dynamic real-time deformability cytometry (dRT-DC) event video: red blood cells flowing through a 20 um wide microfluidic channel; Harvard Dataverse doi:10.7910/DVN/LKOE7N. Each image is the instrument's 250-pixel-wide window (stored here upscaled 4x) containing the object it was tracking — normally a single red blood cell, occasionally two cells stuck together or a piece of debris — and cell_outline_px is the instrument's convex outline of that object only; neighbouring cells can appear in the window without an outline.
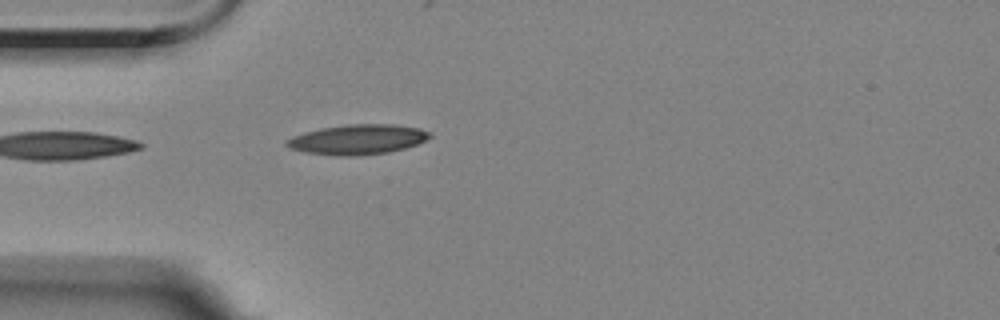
{"species": "Egyptian fruit bat (a non-hibernating species)", "species_latin": "Rousettus aegyptiacus", "temperature_condition": "room temperature", "stored_images_in_passage": 5, "camera_frame_rate_fps": 3000, "um_per_image_px": 0.085, "animal": {"sex": "female"}, "frame": {"image": 1, "passage_image": 5, "time_ms": 4.333, "image_size_px": [1000, 320], "cell_outline_px": [[432, 136], [416, 144], [404, 148], [388, 152], [352, 156], [336, 156], [304, 152], [288, 148], [284, 144], [284, 140], [292, 136], [304, 132], [320, 128], [348, 124], [392, 124], [420, 128], [428, 132]], "centroid_in_image_um": [30.32, 11.85], "position_along_channel_um": 54.7, "area_um2": 25.03}}